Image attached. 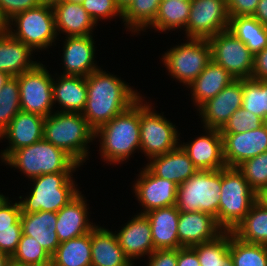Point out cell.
Here are the masks:
<instances>
[{"label":"cell","instance_id":"1","mask_svg":"<svg viewBox=\"0 0 267 266\" xmlns=\"http://www.w3.org/2000/svg\"><path fill=\"white\" fill-rule=\"evenodd\" d=\"M102 67L86 77L87 102L82 115L94 131L127 110L142 96L121 75L117 76Z\"/></svg>","mask_w":267,"mask_h":266},{"label":"cell","instance_id":"2","mask_svg":"<svg viewBox=\"0 0 267 266\" xmlns=\"http://www.w3.org/2000/svg\"><path fill=\"white\" fill-rule=\"evenodd\" d=\"M98 154L107 165H123L140 152V98L95 131ZM99 142V143H98ZM137 151V152H136ZM131 157V158H130Z\"/></svg>","mask_w":267,"mask_h":266},{"label":"cell","instance_id":"3","mask_svg":"<svg viewBox=\"0 0 267 266\" xmlns=\"http://www.w3.org/2000/svg\"><path fill=\"white\" fill-rule=\"evenodd\" d=\"M94 135L82 113L54 111L44 120L43 138L64 150L82 167L92 156L90 146L95 143Z\"/></svg>","mask_w":267,"mask_h":266},{"label":"cell","instance_id":"4","mask_svg":"<svg viewBox=\"0 0 267 266\" xmlns=\"http://www.w3.org/2000/svg\"><path fill=\"white\" fill-rule=\"evenodd\" d=\"M75 172L43 174L28 180V192L18 196L22 213L58 212L79 192Z\"/></svg>","mask_w":267,"mask_h":266},{"label":"cell","instance_id":"5","mask_svg":"<svg viewBox=\"0 0 267 266\" xmlns=\"http://www.w3.org/2000/svg\"><path fill=\"white\" fill-rule=\"evenodd\" d=\"M1 165L21 172L25 180L58 172H78L81 166L64 150L44 138L13 151Z\"/></svg>","mask_w":267,"mask_h":266},{"label":"cell","instance_id":"6","mask_svg":"<svg viewBox=\"0 0 267 266\" xmlns=\"http://www.w3.org/2000/svg\"><path fill=\"white\" fill-rule=\"evenodd\" d=\"M4 29L37 54L49 52V48L57 47V43H60L57 41L59 37L53 8L50 5L40 4L15 14L4 24Z\"/></svg>","mask_w":267,"mask_h":266},{"label":"cell","instance_id":"7","mask_svg":"<svg viewBox=\"0 0 267 266\" xmlns=\"http://www.w3.org/2000/svg\"><path fill=\"white\" fill-rule=\"evenodd\" d=\"M155 105L145 94L140 97V152L147 161L170 152L183 138L176 123L166 118L164 111L158 113Z\"/></svg>","mask_w":267,"mask_h":266},{"label":"cell","instance_id":"8","mask_svg":"<svg viewBox=\"0 0 267 266\" xmlns=\"http://www.w3.org/2000/svg\"><path fill=\"white\" fill-rule=\"evenodd\" d=\"M169 48L159 57L160 63L163 64L172 81L180 83L184 89L200 75L212 60L208 39L186 38L183 43L178 42Z\"/></svg>","mask_w":267,"mask_h":266},{"label":"cell","instance_id":"9","mask_svg":"<svg viewBox=\"0 0 267 266\" xmlns=\"http://www.w3.org/2000/svg\"><path fill=\"white\" fill-rule=\"evenodd\" d=\"M220 194L218 225L224 231H233L259 199L236 167L222 169Z\"/></svg>","mask_w":267,"mask_h":266},{"label":"cell","instance_id":"10","mask_svg":"<svg viewBox=\"0 0 267 266\" xmlns=\"http://www.w3.org/2000/svg\"><path fill=\"white\" fill-rule=\"evenodd\" d=\"M222 185V169L198 170L177 186L176 207L180 212H204L216 218Z\"/></svg>","mask_w":267,"mask_h":266},{"label":"cell","instance_id":"11","mask_svg":"<svg viewBox=\"0 0 267 266\" xmlns=\"http://www.w3.org/2000/svg\"><path fill=\"white\" fill-rule=\"evenodd\" d=\"M40 61L32 69L17 76L20 108L23 111L47 117L55 111L52 95L53 73L49 65Z\"/></svg>","mask_w":267,"mask_h":266},{"label":"cell","instance_id":"12","mask_svg":"<svg viewBox=\"0 0 267 266\" xmlns=\"http://www.w3.org/2000/svg\"><path fill=\"white\" fill-rule=\"evenodd\" d=\"M212 60L228 71L235 79H250L254 54L229 29L208 39Z\"/></svg>","mask_w":267,"mask_h":266},{"label":"cell","instance_id":"13","mask_svg":"<svg viewBox=\"0 0 267 266\" xmlns=\"http://www.w3.org/2000/svg\"><path fill=\"white\" fill-rule=\"evenodd\" d=\"M227 0H191V10L182 39H209L229 27Z\"/></svg>","mask_w":267,"mask_h":266},{"label":"cell","instance_id":"14","mask_svg":"<svg viewBox=\"0 0 267 266\" xmlns=\"http://www.w3.org/2000/svg\"><path fill=\"white\" fill-rule=\"evenodd\" d=\"M137 171L139 174H135L130 188L141 206L138 213L176 205L177 185L174 182L155 176L145 165Z\"/></svg>","mask_w":267,"mask_h":266},{"label":"cell","instance_id":"15","mask_svg":"<svg viewBox=\"0 0 267 266\" xmlns=\"http://www.w3.org/2000/svg\"><path fill=\"white\" fill-rule=\"evenodd\" d=\"M94 35L89 36H68L58 38L62 51L60 65L62 64V72H56L67 76L87 77L92 72L100 69L101 65L97 63L96 51L97 41ZM99 65V66H98Z\"/></svg>","mask_w":267,"mask_h":266},{"label":"cell","instance_id":"16","mask_svg":"<svg viewBox=\"0 0 267 266\" xmlns=\"http://www.w3.org/2000/svg\"><path fill=\"white\" fill-rule=\"evenodd\" d=\"M242 79H235L215 97L207 100L197 110L201 128L221 130L230 116L242 107Z\"/></svg>","mask_w":267,"mask_h":266},{"label":"cell","instance_id":"17","mask_svg":"<svg viewBox=\"0 0 267 266\" xmlns=\"http://www.w3.org/2000/svg\"><path fill=\"white\" fill-rule=\"evenodd\" d=\"M112 230L125 256L134 266H137L135 264L137 260H145L155 251L151 235V225L145 214L136 211L117 231L115 229Z\"/></svg>","mask_w":267,"mask_h":266},{"label":"cell","instance_id":"18","mask_svg":"<svg viewBox=\"0 0 267 266\" xmlns=\"http://www.w3.org/2000/svg\"><path fill=\"white\" fill-rule=\"evenodd\" d=\"M44 120L43 116L20 110L0 134V142H7L5 149H0V164L13 151L43 139Z\"/></svg>","mask_w":267,"mask_h":266},{"label":"cell","instance_id":"19","mask_svg":"<svg viewBox=\"0 0 267 266\" xmlns=\"http://www.w3.org/2000/svg\"><path fill=\"white\" fill-rule=\"evenodd\" d=\"M200 135H194L180 145L198 170H220L226 167L223 158L222 135L218 129L203 128ZM183 141V142H182Z\"/></svg>","mask_w":267,"mask_h":266},{"label":"cell","instance_id":"20","mask_svg":"<svg viewBox=\"0 0 267 266\" xmlns=\"http://www.w3.org/2000/svg\"><path fill=\"white\" fill-rule=\"evenodd\" d=\"M226 167H237L243 161L267 151V127L243 133H221Z\"/></svg>","mask_w":267,"mask_h":266},{"label":"cell","instance_id":"21","mask_svg":"<svg viewBox=\"0 0 267 266\" xmlns=\"http://www.w3.org/2000/svg\"><path fill=\"white\" fill-rule=\"evenodd\" d=\"M82 193L57 212L56 233L60 243L89 233L97 225L90 219V200Z\"/></svg>","mask_w":267,"mask_h":266},{"label":"cell","instance_id":"22","mask_svg":"<svg viewBox=\"0 0 267 266\" xmlns=\"http://www.w3.org/2000/svg\"><path fill=\"white\" fill-rule=\"evenodd\" d=\"M179 248L192 247L216 239L224 230L212 215L198 212H180L177 225Z\"/></svg>","mask_w":267,"mask_h":266},{"label":"cell","instance_id":"23","mask_svg":"<svg viewBox=\"0 0 267 266\" xmlns=\"http://www.w3.org/2000/svg\"><path fill=\"white\" fill-rule=\"evenodd\" d=\"M53 74L52 95L55 111L82 113L87 102L86 77ZM57 109V110H56Z\"/></svg>","mask_w":267,"mask_h":266},{"label":"cell","instance_id":"24","mask_svg":"<svg viewBox=\"0 0 267 266\" xmlns=\"http://www.w3.org/2000/svg\"><path fill=\"white\" fill-rule=\"evenodd\" d=\"M57 35L68 36L94 35L97 24L81 4L61 0L52 6Z\"/></svg>","mask_w":267,"mask_h":266},{"label":"cell","instance_id":"25","mask_svg":"<svg viewBox=\"0 0 267 266\" xmlns=\"http://www.w3.org/2000/svg\"><path fill=\"white\" fill-rule=\"evenodd\" d=\"M35 55L39 54L4 28L0 29V71L17 77L40 62Z\"/></svg>","mask_w":267,"mask_h":266},{"label":"cell","instance_id":"26","mask_svg":"<svg viewBox=\"0 0 267 266\" xmlns=\"http://www.w3.org/2000/svg\"><path fill=\"white\" fill-rule=\"evenodd\" d=\"M143 164L155 176L172 181L177 186L198 171L180 144L170 152L153 157Z\"/></svg>","mask_w":267,"mask_h":266},{"label":"cell","instance_id":"27","mask_svg":"<svg viewBox=\"0 0 267 266\" xmlns=\"http://www.w3.org/2000/svg\"><path fill=\"white\" fill-rule=\"evenodd\" d=\"M91 264L93 266H134L125 256L112 227L97 224L91 230Z\"/></svg>","mask_w":267,"mask_h":266},{"label":"cell","instance_id":"28","mask_svg":"<svg viewBox=\"0 0 267 266\" xmlns=\"http://www.w3.org/2000/svg\"><path fill=\"white\" fill-rule=\"evenodd\" d=\"M235 78L219 64L211 60L200 75L186 87L190 90L192 106L198 109L207 100L215 97Z\"/></svg>","mask_w":267,"mask_h":266},{"label":"cell","instance_id":"29","mask_svg":"<svg viewBox=\"0 0 267 266\" xmlns=\"http://www.w3.org/2000/svg\"><path fill=\"white\" fill-rule=\"evenodd\" d=\"M180 211L176 205L150 210L145 213L150 225L154 250L178 249L177 225Z\"/></svg>","mask_w":267,"mask_h":266},{"label":"cell","instance_id":"30","mask_svg":"<svg viewBox=\"0 0 267 266\" xmlns=\"http://www.w3.org/2000/svg\"><path fill=\"white\" fill-rule=\"evenodd\" d=\"M22 234L34 237L51 256L60 242L56 233L57 213L40 211L21 214Z\"/></svg>","mask_w":267,"mask_h":266},{"label":"cell","instance_id":"31","mask_svg":"<svg viewBox=\"0 0 267 266\" xmlns=\"http://www.w3.org/2000/svg\"><path fill=\"white\" fill-rule=\"evenodd\" d=\"M191 10V0H161L154 21L142 32L179 33L185 30ZM149 29V31H148ZM179 30V31H178Z\"/></svg>","mask_w":267,"mask_h":266},{"label":"cell","instance_id":"32","mask_svg":"<svg viewBox=\"0 0 267 266\" xmlns=\"http://www.w3.org/2000/svg\"><path fill=\"white\" fill-rule=\"evenodd\" d=\"M232 233L244 242L267 246V205L259 198Z\"/></svg>","mask_w":267,"mask_h":266},{"label":"cell","instance_id":"33","mask_svg":"<svg viewBox=\"0 0 267 266\" xmlns=\"http://www.w3.org/2000/svg\"><path fill=\"white\" fill-rule=\"evenodd\" d=\"M91 232L61 242L50 266H91Z\"/></svg>","mask_w":267,"mask_h":266},{"label":"cell","instance_id":"34","mask_svg":"<svg viewBox=\"0 0 267 266\" xmlns=\"http://www.w3.org/2000/svg\"><path fill=\"white\" fill-rule=\"evenodd\" d=\"M228 29L255 55L267 47V27L254 16H229Z\"/></svg>","mask_w":267,"mask_h":266},{"label":"cell","instance_id":"35","mask_svg":"<svg viewBox=\"0 0 267 266\" xmlns=\"http://www.w3.org/2000/svg\"><path fill=\"white\" fill-rule=\"evenodd\" d=\"M160 2L161 0H133L122 13L124 30L130 36H140L157 16Z\"/></svg>","mask_w":267,"mask_h":266},{"label":"cell","instance_id":"36","mask_svg":"<svg viewBox=\"0 0 267 266\" xmlns=\"http://www.w3.org/2000/svg\"><path fill=\"white\" fill-rule=\"evenodd\" d=\"M229 250L234 266H267V246L244 242L232 231Z\"/></svg>","mask_w":267,"mask_h":266},{"label":"cell","instance_id":"37","mask_svg":"<svg viewBox=\"0 0 267 266\" xmlns=\"http://www.w3.org/2000/svg\"><path fill=\"white\" fill-rule=\"evenodd\" d=\"M11 262L22 266H50L51 256L34 237L22 234Z\"/></svg>","mask_w":267,"mask_h":266},{"label":"cell","instance_id":"38","mask_svg":"<svg viewBox=\"0 0 267 266\" xmlns=\"http://www.w3.org/2000/svg\"><path fill=\"white\" fill-rule=\"evenodd\" d=\"M242 108L259 116L267 118V80L242 79Z\"/></svg>","mask_w":267,"mask_h":266},{"label":"cell","instance_id":"39","mask_svg":"<svg viewBox=\"0 0 267 266\" xmlns=\"http://www.w3.org/2000/svg\"><path fill=\"white\" fill-rule=\"evenodd\" d=\"M236 168L258 196L267 189V151L243 161Z\"/></svg>","mask_w":267,"mask_h":266},{"label":"cell","instance_id":"40","mask_svg":"<svg viewBox=\"0 0 267 266\" xmlns=\"http://www.w3.org/2000/svg\"><path fill=\"white\" fill-rule=\"evenodd\" d=\"M20 110L18 79L11 77L0 90V134Z\"/></svg>","mask_w":267,"mask_h":266},{"label":"cell","instance_id":"41","mask_svg":"<svg viewBox=\"0 0 267 266\" xmlns=\"http://www.w3.org/2000/svg\"><path fill=\"white\" fill-rule=\"evenodd\" d=\"M198 256L200 266H219L221 257L230 248V231H224L216 239L191 247Z\"/></svg>","mask_w":267,"mask_h":266},{"label":"cell","instance_id":"42","mask_svg":"<svg viewBox=\"0 0 267 266\" xmlns=\"http://www.w3.org/2000/svg\"><path fill=\"white\" fill-rule=\"evenodd\" d=\"M81 5L98 26L101 25L100 22H111L112 19L116 21L117 18L122 24V12L115 0H84Z\"/></svg>","mask_w":267,"mask_h":266},{"label":"cell","instance_id":"43","mask_svg":"<svg viewBox=\"0 0 267 266\" xmlns=\"http://www.w3.org/2000/svg\"><path fill=\"white\" fill-rule=\"evenodd\" d=\"M264 120L252 112L240 107L229 118L220 130L221 133H243L262 127Z\"/></svg>","mask_w":267,"mask_h":266},{"label":"cell","instance_id":"44","mask_svg":"<svg viewBox=\"0 0 267 266\" xmlns=\"http://www.w3.org/2000/svg\"><path fill=\"white\" fill-rule=\"evenodd\" d=\"M39 5L38 0H0V20L5 24L15 14Z\"/></svg>","mask_w":267,"mask_h":266},{"label":"cell","instance_id":"45","mask_svg":"<svg viewBox=\"0 0 267 266\" xmlns=\"http://www.w3.org/2000/svg\"><path fill=\"white\" fill-rule=\"evenodd\" d=\"M21 235L22 225L20 220L11 225V228L0 229V250L12 257L17 250Z\"/></svg>","mask_w":267,"mask_h":266},{"label":"cell","instance_id":"46","mask_svg":"<svg viewBox=\"0 0 267 266\" xmlns=\"http://www.w3.org/2000/svg\"><path fill=\"white\" fill-rule=\"evenodd\" d=\"M21 214V207L17 198L9 197L0 206V229L11 228V225L16 224L20 220Z\"/></svg>","mask_w":267,"mask_h":266},{"label":"cell","instance_id":"47","mask_svg":"<svg viewBox=\"0 0 267 266\" xmlns=\"http://www.w3.org/2000/svg\"><path fill=\"white\" fill-rule=\"evenodd\" d=\"M145 262L146 266H177V249L155 250Z\"/></svg>","mask_w":267,"mask_h":266},{"label":"cell","instance_id":"48","mask_svg":"<svg viewBox=\"0 0 267 266\" xmlns=\"http://www.w3.org/2000/svg\"><path fill=\"white\" fill-rule=\"evenodd\" d=\"M260 0H227L229 16H253Z\"/></svg>","mask_w":267,"mask_h":266},{"label":"cell","instance_id":"49","mask_svg":"<svg viewBox=\"0 0 267 266\" xmlns=\"http://www.w3.org/2000/svg\"><path fill=\"white\" fill-rule=\"evenodd\" d=\"M252 79L267 80V47L254 55Z\"/></svg>","mask_w":267,"mask_h":266},{"label":"cell","instance_id":"50","mask_svg":"<svg viewBox=\"0 0 267 266\" xmlns=\"http://www.w3.org/2000/svg\"><path fill=\"white\" fill-rule=\"evenodd\" d=\"M177 266H200L197 253L191 247L178 248Z\"/></svg>","mask_w":267,"mask_h":266},{"label":"cell","instance_id":"51","mask_svg":"<svg viewBox=\"0 0 267 266\" xmlns=\"http://www.w3.org/2000/svg\"><path fill=\"white\" fill-rule=\"evenodd\" d=\"M261 24L267 27V0H260L253 15Z\"/></svg>","mask_w":267,"mask_h":266},{"label":"cell","instance_id":"52","mask_svg":"<svg viewBox=\"0 0 267 266\" xmlns=\"http://www.w3.org/2000/svg\"><path fill=\"white\" fill-rule=\"evenodd\" d=\"M219 266H234V262L232 260V257L230 256V250L221 257V263Z\"/></svg>","mask_w":267,"mask_h":266},{"label":"cell","instance_id":"53","mask_svg":"<svg viewBox=\"0 0 267 266\" xmlns=\"http://www.w3.org/2000/svg\"><path fill=\"white\" fill-rule=\"evenodd\" d=\"M11 257L0 250V266H9Z\"/></svg>","mask_w":267,"mask_h":266},{"label":"cell","instance_id":"54","mask_svg":"<svg viewBox=\"0 0 267 266\" xmlns=\"http://www.w3.org/2000/svg\"><path fill=\"white\" fill-rule=\"evenodd\" d=\"M115 1L117 6L123 13L129 7V5L132 3L133 0H115Z\"/></svg>","mask_w":267,"mask_h":266},{"label":"cell","instance_id":"55","mask_svg":"<svg viewBox=\"0 0 267 266\" xmlns=\"http://www.w3.org/2000/svg\"><path fill=\"white\" fill-rule=\"evenodd\" d=\"M10 78L11 76L9 74H7L6 72L0 71V90Z\"/></svg>","mask_w":267,"mask_h":266},{"label":"cell","instance_id":"56","mask_svg":"<svg viewBox=\"0 0 267 266\" xmlns=\"http://www.w3.org/2000/svg\"><path fill=\"white\" fill-rule=\"evenodd\" d=\"M42 5H50L53 6L56 3H59L61 0H38Z\"/></svg>","mask_w":267,"mask_h":266},{"label":"cell","instance_id":"57","mask_svg":"<svg viewBox=\"0 0 267 266\" xmlns=\"http://www.w3.org/2000/svg\"><path fill=\"white\" fill-rule=\"evenodd\" d=\"M9 198L8 195H5L3 193H1L0 191V206L3 204V202H5L7 199Z\"/></svg>","mask_w":267,"mask_h":266},{"label":"cell","instance_id":"58","mask_svg":"<svg viewBox=\"0 0 267 266\" xmlns=\"http://www.w3.org/2000/svg\"><path fill=\"white\" fill-rule=\"evenodd\" d=\"M64 1L72 2V3H77V4H82V2L84 0H64Z\"/></svg>","mask_w":267,"mask_h":266},{"label":"cell","instance_id":"59","mask_svg":"<svg viewBox=\"0 0 267 266\" xmlns=\"http://www.w3.org/2000/svg\"><path fill=\"white\" fill-rule=\"evenodd\" d=\"M259 198L267 205V196H259Z\"/></svg>","mask_w":267,"mask_h":266},{"label":"cell","instance_id":"60","mask_svg":"<svg viewBox=\"0 0 267 266\" xmlns=\"http://www.w3.org/2000/svg\"><path fill=\"white\" fill-rule=\"evenodd\" d=\"M260 196H267V189Z\"/></svg>","mask_w":267,"mask_h":266},{"label":"cell","instance_id":"61","mask_svg":"<svg viewBox=\"0 0 267 266\" xmlns=\"http://www.w3.org/2000/svg\"><path fill=\"white\" fill-rule=\"evenodd\" d=\"M9 266H22V265H17V264H15V263H12V262H11V263L9 264Z\"/></svg>","mask_w":267,"mask_h":266},{"label":"cell","instance_id":"62","mask_svg":"<svg viewBox=\"0 0 267 266\" xmlns=\"http://www.w3.org/2000/svg\"><path fill=\"white\" fill-rule=\"evenodd\" d=\"M3 28H4V24L0 20V29H3Z\"/></svg>","mask_w":267,"mask_h":266},{"label":"cell","instance_id":"63","mask_svg":"<svg viewBox=\"0 0 267 266\" xmlns=\"http://www.w3.org/2000/svg\"><path fill=\"white\" fill-rule=\"evenodd\" d=\"M264 124L266 125V127H267V118L265 119V121H264Z\"/></svg>","mask_w":267,"mask_h":266}]
</instances>
